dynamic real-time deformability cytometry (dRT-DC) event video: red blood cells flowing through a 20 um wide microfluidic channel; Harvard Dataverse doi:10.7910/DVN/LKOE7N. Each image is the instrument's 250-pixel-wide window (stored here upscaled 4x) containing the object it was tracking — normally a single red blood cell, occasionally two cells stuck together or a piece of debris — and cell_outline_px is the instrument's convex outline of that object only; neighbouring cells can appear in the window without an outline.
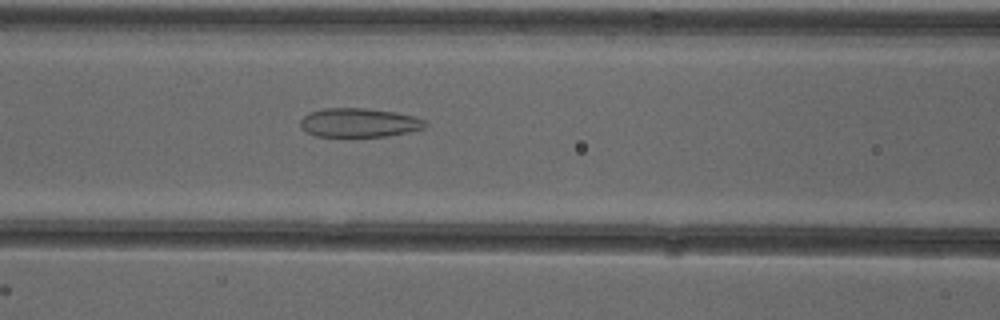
{"species": "common noctule bat (a hibernating species)", "species_latin": "Nyctalus noctula", "temperature_condition": "cold", "stored_images_in_passage": 53, "camera_frame_rate_fps": 3000, "um_per_image_px": 0.085, "animal": {"sex": "female"}, "frame": {"image": 1, "passage_image": 23, "time_ms": 7.333, "image_size_px": [1000, 320], "cell_outline_px": [[428, 124], [424, 128], [408, 132], [388, 136], [316, 136], [308, 132], [300, 124], [300, 120], [304, 116], [312, 112], [324, 108], [368, 108], [396, 112], [416, 116], [424, 120]], "centroid_in_image_um": [30.58, 10.42], "position_along_channel_um": 136.0, "area_um2": 20.98}}
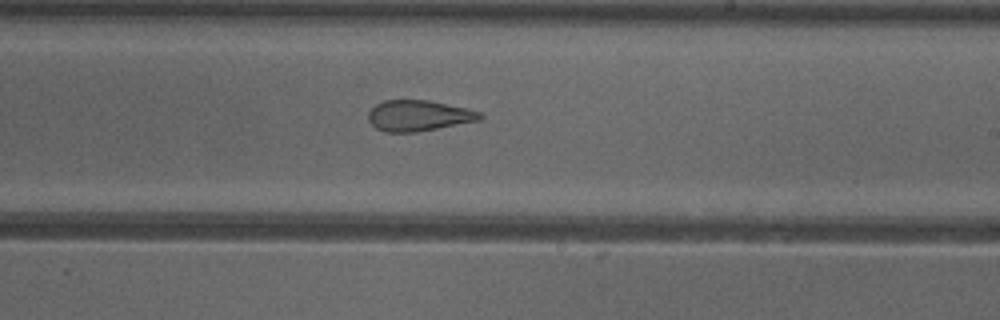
{"frame": {"image": 2, "passage_image": 32, "time_ms": 10.333, "image_size_px": [1000, 320], "cell_outline_px": [[484, 116], [480, 120], [416, 132], [388, 132], [376, 128], [368, 120], [368, 112], [376, 104], [384, 100], [428, 100], [468, 108], [480, 112]], "centroid_in_image_um": [35.58, 9.82], "position_along_channel_um": 253.4, "area_um2": 20.0}}
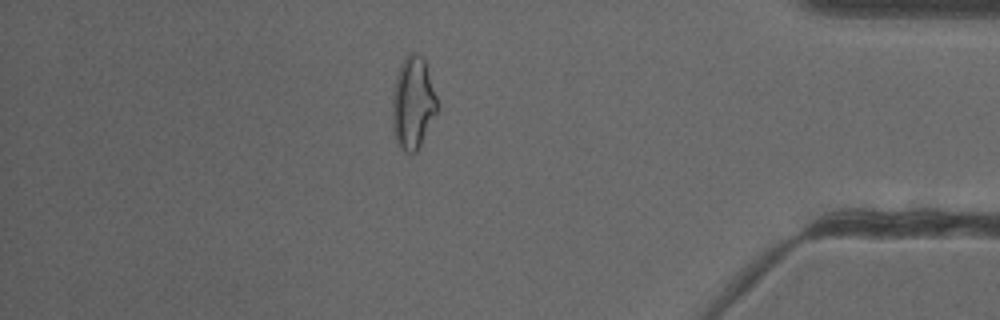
{"frame": {"image": 3, "passage_image": 46, "time_ms": 15.0, "image_size_px": [1000, 320], "cell_outline_px": [[440, 108], [416, 152], [408, 152], [400, 148], [392, 132], [392, 92], [396, 76], [400, 64], [404, 56], [408, 52], [416, 52], [424, 56]], "centroid_in_image_um": [35.1, 8.7], "position_along_channel_um": 400.1, "area_um2": 24.74}, "authors_computed_cell_mechanics": {"area_um2": 24.7384, "velocity_mm_per_s": 3.9063, "shape_relaxation_time_tau1_ms": null, "shape_relaxation_time_tau2_ms": 2.0014, "deformation_change_tau1": null, "deformation_change_tau2": 0.0962}}